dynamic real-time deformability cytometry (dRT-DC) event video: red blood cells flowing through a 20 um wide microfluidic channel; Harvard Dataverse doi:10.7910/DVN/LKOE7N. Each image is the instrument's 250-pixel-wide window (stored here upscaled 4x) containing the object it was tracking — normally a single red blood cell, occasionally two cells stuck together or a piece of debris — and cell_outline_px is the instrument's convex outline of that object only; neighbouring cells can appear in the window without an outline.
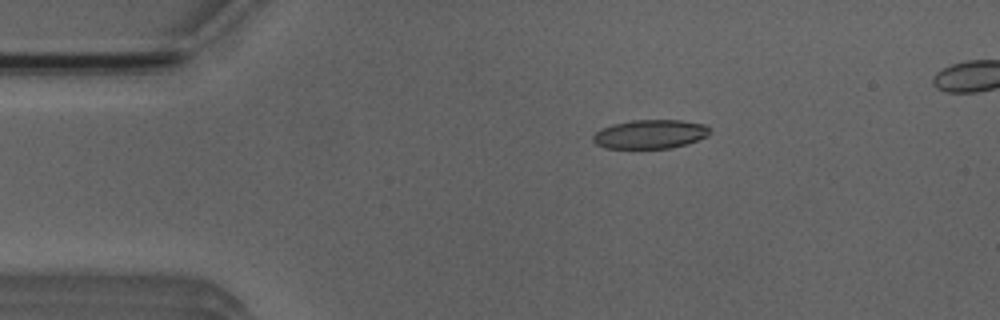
{"species": "Egyptian fruit bat (a non-hibernating species)", "species_latin": "Rousettus aegyptiacus", "temperature_condition": "room temperature", "stored_images_in_passage": 3, "camera_frame_rate_fps": 3000, "um_per_image_px": 0.085, "animal": {"sex": "male"}, "frame": {"image": 1, "passage_image": 1, "time_ms": 0.0, "image_size_px": [1000, 320], "cell_outline_px": [[708, 136], [688, 144], [672, 148], [604, 148], [596, 144], [592, 140], [592, 136], [600, 128], [612, 124], [632, 120], [680, 120], [704, 124], [708, 128]], "centroid_in_image_um": [55.23, 11.41], "position_along_channel_um": 29.8, "area_um2": 19.77}}